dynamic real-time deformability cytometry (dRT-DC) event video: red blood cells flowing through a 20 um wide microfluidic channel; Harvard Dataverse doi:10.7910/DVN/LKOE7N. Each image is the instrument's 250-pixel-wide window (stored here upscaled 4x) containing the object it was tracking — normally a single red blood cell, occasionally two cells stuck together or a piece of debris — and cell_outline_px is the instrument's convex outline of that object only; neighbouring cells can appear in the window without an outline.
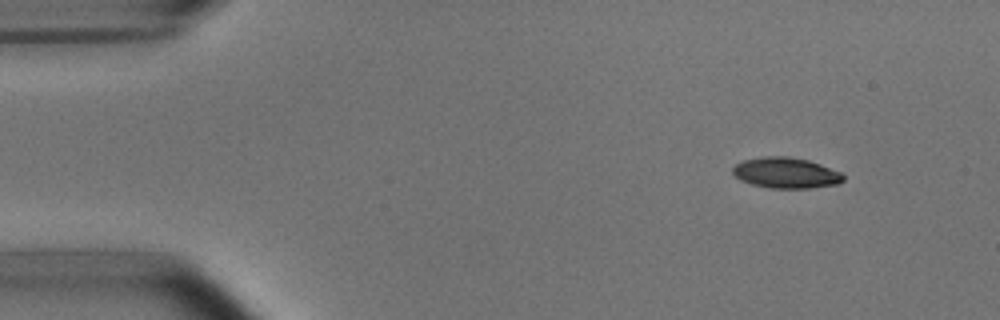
{"species": "common noctule bat (a hibernating species)", "species_latin": "Nyctalus noctula", "temperature_condition": "room temperature", "stored_images_in_passage": 4, "camera_frame_rate_fps": 3000, "um_per_image_px": 0.085, "animal": {"sex": "male", "body_mass_g": 15.6}, "frame": {"image": 1, "passage_image": 1, "time_ms": 0.0, "image_size_px": [1000, 320], "cell_outline_px": [[844, 180], [836, 184], [808, 188], [768, 188], [752, 184], [740, 180], [732, 172], [732, 168], [736, 164], [744, 160], [764, 156], [788, 156], [808, 160], [820, 164], [840, 172], [844, 176]], "centroid_in_image_um": [66.78, 14.69], "position_along_channel_um": 18.2, "area_um2": 19.71}}
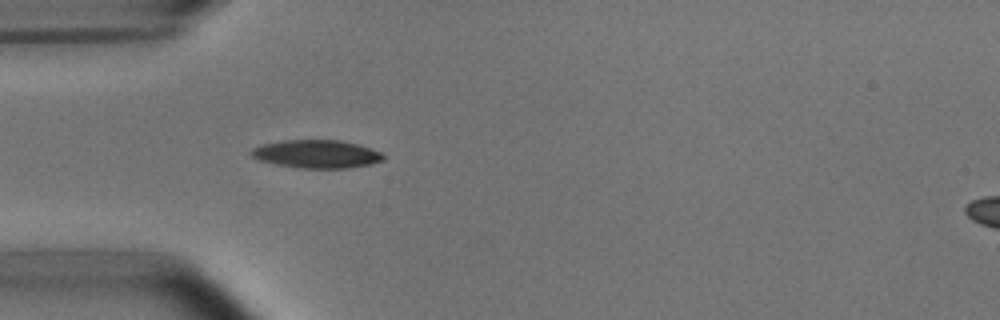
{"frame": {"image": 2, "passage_image": 4, "time_ms": 3.333, "image_size_px": [1000, 320], "cell_outline_px": [[384, 160], [372, 164], [348, 168], [300, 168], [276, 164], [260, 160], [252, 156], [248, 152], [252, 148], [260, 144], [280, 140], [340, 140], [360, 144], [380, 152], [384, 156]], "centroid_in_image_um": [26.9, 13.08], "position_along_channel_um": 58.1, "area_um2": 21.85}}